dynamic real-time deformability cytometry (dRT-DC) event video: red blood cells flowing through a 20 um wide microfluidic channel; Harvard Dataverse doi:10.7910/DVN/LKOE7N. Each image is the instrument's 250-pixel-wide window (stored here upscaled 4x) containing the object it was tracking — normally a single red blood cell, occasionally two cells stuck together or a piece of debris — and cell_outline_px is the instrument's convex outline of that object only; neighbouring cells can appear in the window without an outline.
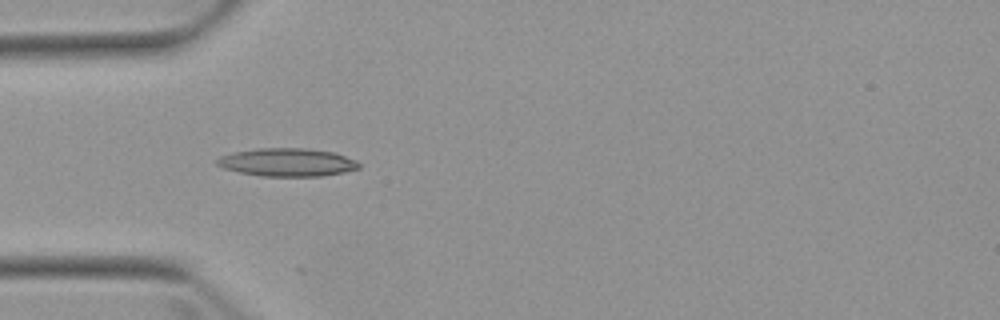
{"species": "Egyptian fruit bat (a non-hibernating species)", "species_latin": "Rousettus aegyptiacus", "temperature_condition": "warm", "stored_images_in_passage": 2, "camera_frame_rate_fps": 3000, "um_per_image_px": 0.085, "animal": {"sex": "female"}, "frame": {"image": 1, "passage_image": 1, "time_ms": 0.0, "image_size_px": [1000, 320], "cell_outline_px": [[360, 168], [344, 172], [324, 176], [260, 176], [240, 172], [224, 168], [216, 164], [216, 160], [220, 156], [232, 152], [256, 148], [304, 148], [336, 152], [356, 160], [360, 164]], "centroid_in_image_um": [24.43, 13.79], "position_along_channel_um": 60.6, "area_um2": 23.41}}
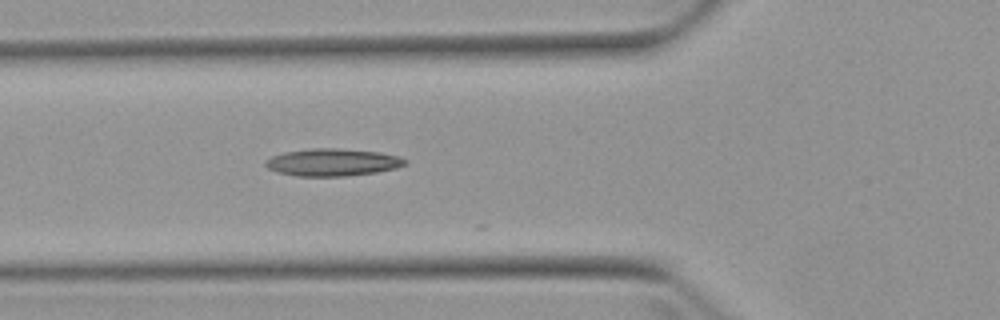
{"frame": {"image": 2, "passage_image": 2, "time_ms": 1.0, "image_size_px": [1000, 320], "cell_outline_px": [[408, 160], [404, 164], [396, 168], [376, 172], [348, 176], [296, 176], [276, 172], [268, 168], [264, 164], [264, 160], [272, 156], [284, 152], [312, 148], [336, 148], [380, 152], [400, 156]], "centroid_in_image_um": [28.25, 13.79], "position_along_channel_um": 97.6, "area_um2": 22.37}}